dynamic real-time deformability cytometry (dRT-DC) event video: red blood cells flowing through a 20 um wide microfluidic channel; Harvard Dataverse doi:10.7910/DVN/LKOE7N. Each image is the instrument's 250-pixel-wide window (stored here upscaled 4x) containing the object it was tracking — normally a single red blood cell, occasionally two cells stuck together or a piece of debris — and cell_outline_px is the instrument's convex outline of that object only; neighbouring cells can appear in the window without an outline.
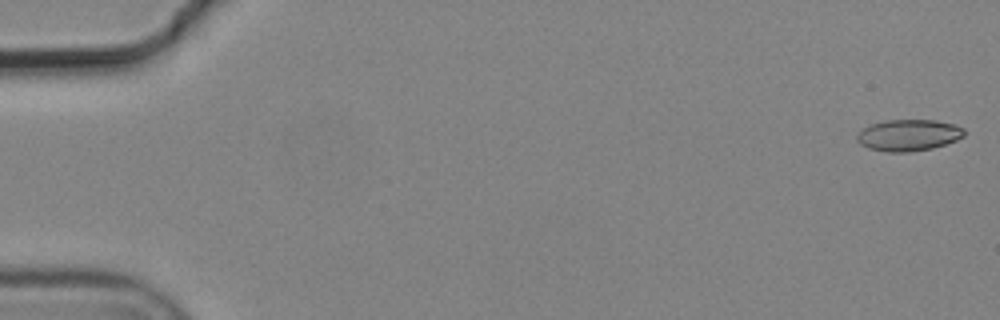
{"species": "common noctule bat (a hibernating species)", "species_latin": "Nyctalus noctula", "temperature_condition": "cold", "stored_images_in_passage": 4, "camera_frame_rate_fps": 3000, "um_per_image_px": 0.085, "animal": {"sex": "male", "body_mass_g": 19.2, "forearm_length_mm": 51.8}, "frame": {"image": 1, "passage_image": 1, "time_ms": 0.0, "image_size_px": [1000, 320], "cell_outline_px": [[964, 136], [956, 140], [932, 148], [908, 152], [888, 152], [868, 148], [860, 144], [856, 140], [856, 136], [864, 128], [872, 124], [888, 120], [936, 120], [956, 124], [964, 128]], "centroid_in_image_um": [77.24, 11.49], "position_along_channel_um": 7.8, "area_um2": 19.59}}